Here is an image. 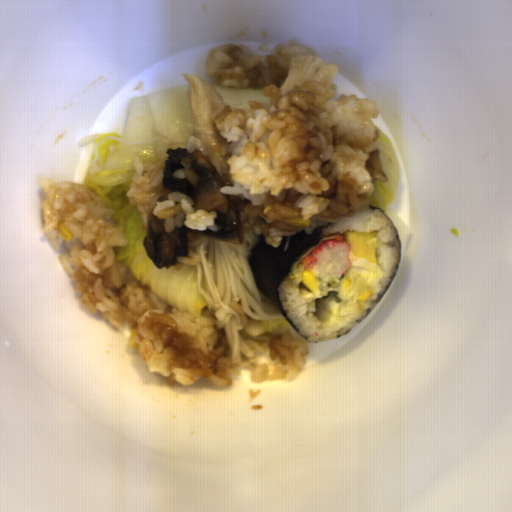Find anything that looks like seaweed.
I'll return each instance as SVG.
<instances>
[{"label": "seaweed", "mask_w": 512, "mask_h": 512, "mask_svg": "<svg viewBox=\"0 0 512 512\" xmlns=\"http://www.w3.org/2000/svg\"><path fill=\"white\" fill-rule=\"evenodd\" d=\"M368 210H379L380 212H382L385 216H387V217L389 218V220H390L391 224L393 225V227H394V229H395V231H396V233H397L398 239H399V264H398L397 272H396V274H395V276H394V278H393V280H392V282H391V284H390L389 288L387 289V291L385 292V294L383 295V297L380 299V301L378 302V304H377V305H376V306H375V307H374V308H373V309H372V310H371V311H370V312H369V313H368L364 318H366L369 314H371V313L376 309V307H377V306L382 302V300L384 299L385 295L387 294V292L389 291L390 287L392 286V284H393V282H394V280H395V278H396V276H397V274H398V271H399V267H400V263H401V251H402V240H401V237H400L399 231H398V229H397L396 225L394 224V222H393L392 218H391V217H390V216H389V215H388L384 210H380V209L376 208L375 206L371 205L370 203H369V209H368ZM364 318H363V319H364ZM363 319H362V320H363ZM362 320H361V321H362Z\"/></svg>", "instance_id": "obj_2"}, {"label": "seaweed", "mask_w": 512, "mask_h": 512, "mask_svg": "<svg viewBox=\"0 0 512 512\" xmlns=\"http://www.w3.org/2000/svg\"><path fill=\"white\" fill-rule=\"evenodd\" d=\"M328 226V225H327ZM327 226L316 227L311 234L303 229L291 236H282L277 248L262 236L247 253L257 289L262 291L278 308L293 331L298 330L288 318L280 300L279 287L290 272L291 265L308 249L323 239Z\"/></svg>", "instance_id": "obj_1"}]
</instances>
